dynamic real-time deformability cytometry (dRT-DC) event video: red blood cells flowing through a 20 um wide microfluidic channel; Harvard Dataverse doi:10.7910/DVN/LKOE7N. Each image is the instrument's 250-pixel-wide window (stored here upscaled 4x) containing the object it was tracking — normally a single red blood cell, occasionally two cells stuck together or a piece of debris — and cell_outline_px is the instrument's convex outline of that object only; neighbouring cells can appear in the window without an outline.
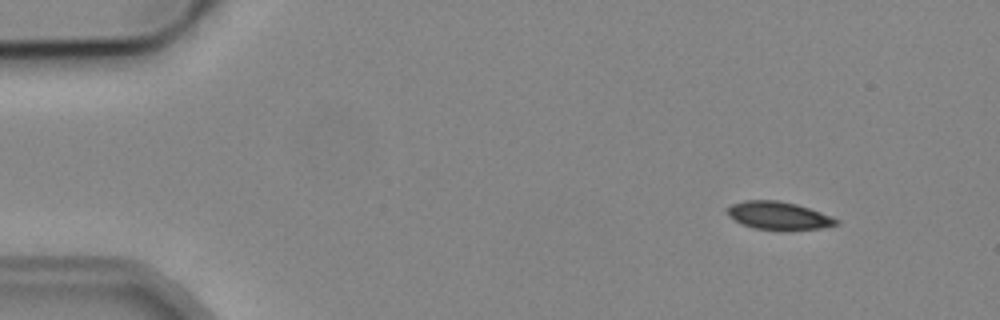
{"species": "common noctule bat (a hibernating species)", "species_latin": "Nyctalus noctula", "temperature_condition": "cold", "stored_images_in_passage": 5, "camera_frame_rate_fps": 3000, "um_per_image_px": 0.085, "animal": {"sex": "male", "body_mass_g": 19.2, "forearm_length_mm": 51.8}, "frame": {"image": 1, "passage_image": 1, "time_ms": 0.0, "image_size_px": [1000, 320], "cell_outline_px": [[840, 224], [820, 228], [752, 228], [728, 216], [724, 208], [732, 204], [744, 200], [776, 200], [796, 204], [832, 216], [840, 220]], "centroid_in_image_um": [66.15, 18.29], "position_along_channel_um": 18.9, "area_um2": 17.22}}
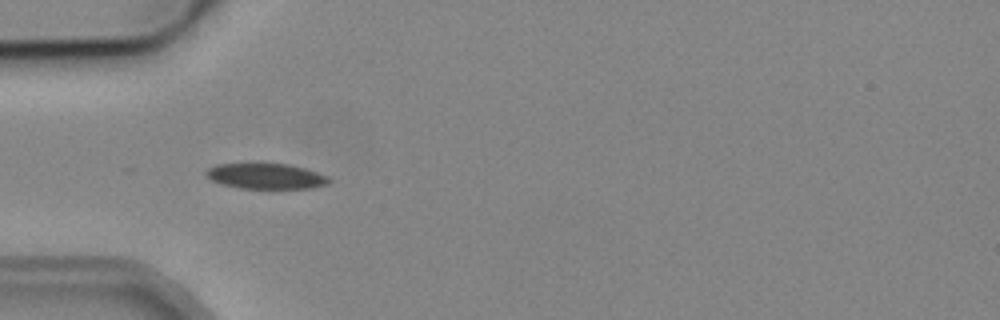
{"frame": {"image": 2, "passage_image": 4, "time_ms": 3.667, "image_size_px": [1000, 320], "cell_outline_px": [[332, 180], [328, 184], [312, 188], [240, 188], [220, 184], [212, 180], [204, 172], [208, 168], [216, 164], [288, 164], [304, 168], [328, 176]], "centroid_in_image_um": [22.61, 14.98], "position_along_channel_um": 62.4, "area_um2": 18.15}}